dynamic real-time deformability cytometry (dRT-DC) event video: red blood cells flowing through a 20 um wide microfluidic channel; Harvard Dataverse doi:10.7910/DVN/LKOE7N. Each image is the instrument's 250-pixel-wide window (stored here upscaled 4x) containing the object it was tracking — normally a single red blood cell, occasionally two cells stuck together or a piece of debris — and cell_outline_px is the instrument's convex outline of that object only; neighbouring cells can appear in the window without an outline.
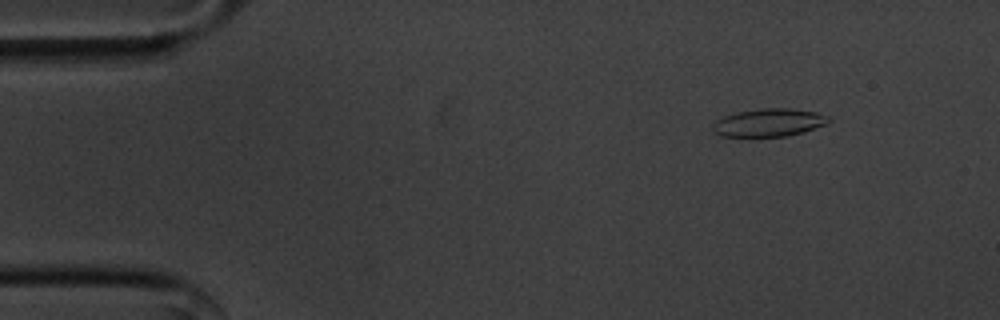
{"species": "common noctule bat (a hibernating species)", "species_latin": "Nyctalus noctula", "temperature_condition": "cold", "stored_images_in_passage": 39, "camera_frame_rate_fps": 3000, "um_per_image_px": 0.085, "animal": {"sex": "male", "body_mass_g": 20.1, "forearm_length_mm": 53.5}, "frame": {"image": 1, "passage_image": 6, "time_ms": 1.667, "image_size_px": [1000, 320], "cell_outline_px": [[832, 120], [828, 124], [788, 136], [720, 136], [712, 128], [712, 124], [716, 120], [724, 116], [736, 112], [764, 108], [792, 108], [816, 112], [828, 116]], "centroid_in_image_um": [65.38, 10.41], "position_along_channel_um": 19.6, "area_um2": 18.84}}
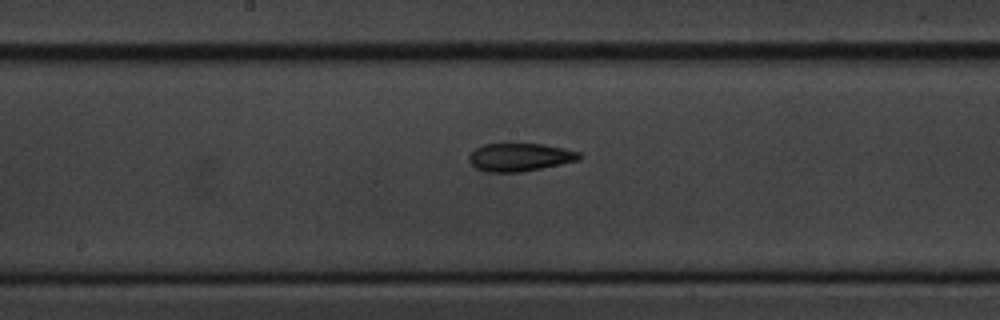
{"frame": {"image": 2, "passage_image": 28, "time_ms": 9.0, "image_size_px": [1000, 320], "cell_outline_px": [[580, 160], [520, 172], [488, 172], [476, 168], [468, 160], [468, 156], [476, 148], [484, 144], [544, 144], [564, 148], [580, 152]], "centroid_in_image_um": [44.18, 13.36], "position_along_channel_um": 204.0, "area_um2": 17.86}}
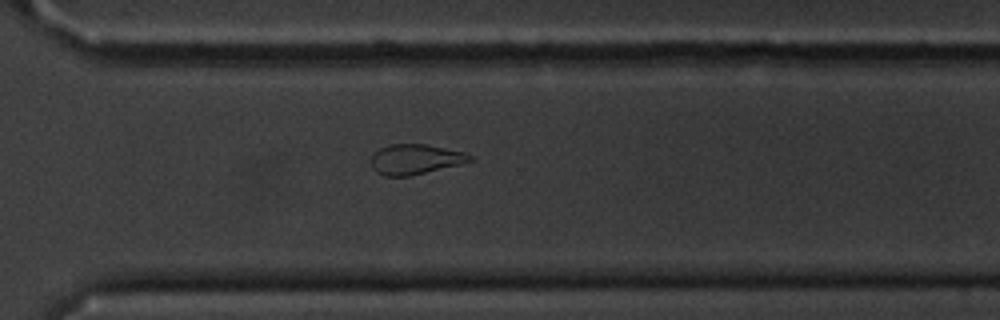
{"frame": {"image": 3, "passage_image": 39, "time_ms": 12.667, "image_size_px": [1000, 320], "cell_outline_px": [[476, 160], [460, 164], [408, 176], [384, 176], [376, 172], [372, 168], [372, 156], [380, 148], [392, 144], [424, 144], [464, 152], [476, 156]], "centroid_in_image_um": [35.34, 13.54], "position_along_channel_um": 335.3, "area_um2": 17.22}}